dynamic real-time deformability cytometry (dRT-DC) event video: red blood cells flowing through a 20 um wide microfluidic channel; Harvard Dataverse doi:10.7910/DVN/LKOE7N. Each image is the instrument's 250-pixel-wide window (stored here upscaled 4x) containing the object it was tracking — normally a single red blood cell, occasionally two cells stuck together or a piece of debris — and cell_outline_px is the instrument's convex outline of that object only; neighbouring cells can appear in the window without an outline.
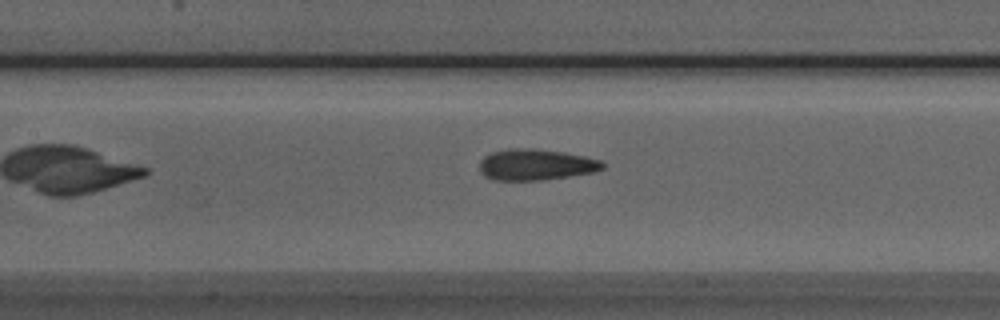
{"species": "Egyptian fruit bat (a non-hibernating species)", "species_latin": "Rousettus aegyptiacus", "temperature_condition": "room temperature", "stored_images_in_passage": 37, "camera_frame_rate_fps": 3000, "um_per_image_px": 0.085, "animal": {"sex": "male"}, "frame": {"image": 1, "passage_image": 8, "time_ms": 2.333, "image_size_px": [1000, 320], "cell_outline_px": [[604, 168], [592, 172], [568, 176], [540, 180], [496, 180], [484, 176], [480, 172], [480, 160], [484, 156], [492, 152], [512, 148], [532, 148], [564, 152], [584, 156], [600, 160], [604, 164]], "centroid_in_image_um": [45.52, 13.99], "position_along_channel_um": 161.9, "area_um2": 22.2}}
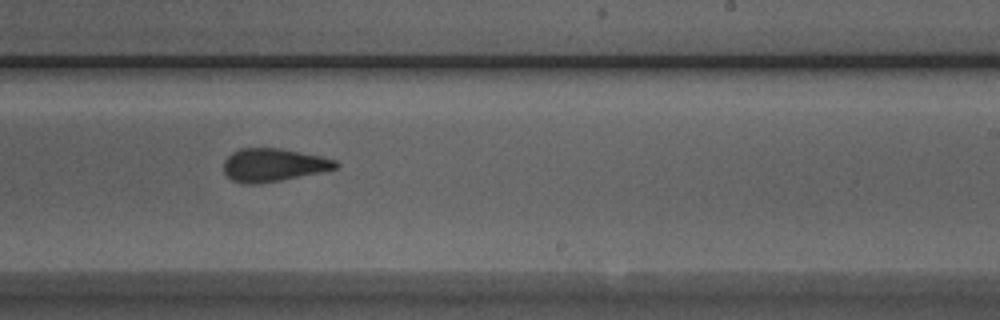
{"frame": {"image": 2, "passage_image": 16, "time_ms": 5.0, "image_size_px": [1000, 320], "cell_outline_px": [[340, 164], [336, 168], [320, 172], [260, 184], [244, 184], [232, 180], [224, 172], [224, 160], [232, 152], [240, 148], [280, 148], [320, 156], [336, 160]], "centroid_in_image_um": [23.21, 14.02], "position_along_channel_um": 265.8, "area_um2": 21.5}}
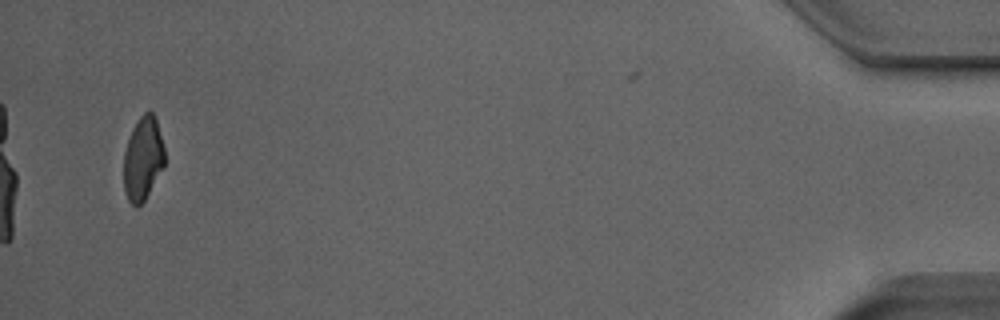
{"frame": {"image": 3, "passage_image": 35, "time_ms": 11.333, "image_size_px": [1000, 320], "cell_outline_px": [[164, 168], [144, 200], [136, 208], [128, 200], [124, 192], [124, 152], [132, 128], [140, 116], [144, 112], [152, 112], [156, 120], [164, 148]], "centroid_in_image_um": [12.14, 13.5], "position_along_channel_um": 423.1, "area_um2": 19.83}, "authors_computed_cell_mechanics": {"area_um2": 21.675, "velocity_mm_per_s": 3.913, "shape_relaxation_time_tau1_ms": 6.9303, "shape_relaxation_time_tau2_ms": 2.1539, "deformation_change_tau1": 0.1973, "deformation_change_tau2": 0.0927}}